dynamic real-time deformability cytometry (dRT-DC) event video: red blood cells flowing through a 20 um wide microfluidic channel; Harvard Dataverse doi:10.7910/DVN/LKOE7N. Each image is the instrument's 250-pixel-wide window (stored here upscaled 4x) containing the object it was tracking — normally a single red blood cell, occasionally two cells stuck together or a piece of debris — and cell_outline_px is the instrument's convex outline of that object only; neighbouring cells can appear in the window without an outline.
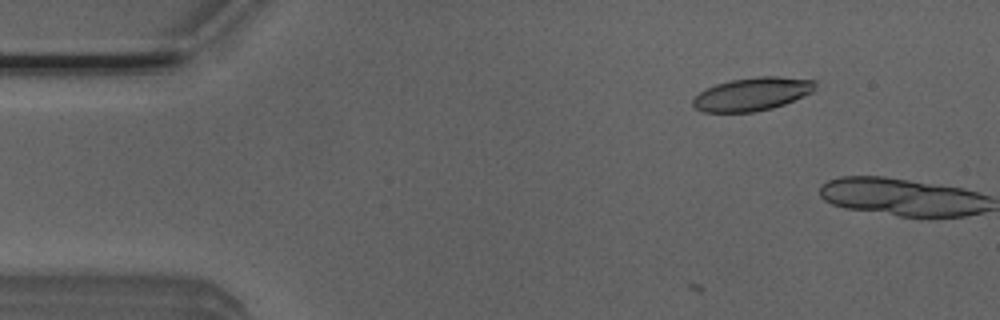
{"species": "Egyptian fruit bat (a non-hibernating species)", "species_latin": "Rousettus aegyptiacus", "temperature_condition": "room temperature", "stored_images_in_passage": 3, "camera_frame_rate_fps": 3000, "um_per_image_px": 0.085, "animal": {"sex": "male"}, "frame": {"image": 1, "passage_image": 2, "time_ms": 0.333, "image_size_px": [1000, 320], "cell_outline_px": [[816, 88], [812, 92], [784, 104], [772, 108], [756, 112], [704, 112], [696, 108], [692, 104], [692, 100], [700, 92], [716, 84], [732, 80], [760, 76], [780, 76], [816, 80]], "centroid_in_image_um": [63.97, 7.99], "position_along_channel_um": 21.0, "area_um2": 23.58}}